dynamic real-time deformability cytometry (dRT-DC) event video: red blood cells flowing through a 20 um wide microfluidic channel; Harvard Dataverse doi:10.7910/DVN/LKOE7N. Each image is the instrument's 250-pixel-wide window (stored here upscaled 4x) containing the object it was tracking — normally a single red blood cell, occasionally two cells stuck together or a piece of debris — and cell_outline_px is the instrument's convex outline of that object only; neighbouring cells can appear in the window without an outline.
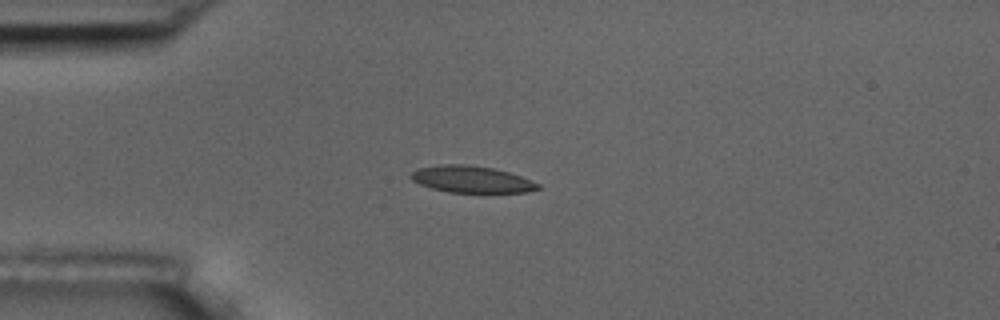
{"species": "common noctule bat (a hibernating species)", "species_latin": "Nyctalus noctula", "temperature_condition": "room temperature", "stored_images_in_passage": 11, "camera_frame_rate_fps": 3000, "um_per_image_px": 0.085, "animal": {"sex": "male", "body_mass_g": 17.5, "forearm_length_mm": 52.3}, "frame": {"image": 1, "passage_image": 4, "time_ms": 4.333, "image_size_px": [1000, 320], "cell_outline_px": [[540, 188], [528, 192], [448, 192], [432, 188], [420, 184], [412, 180], [408, 176], [416, 168], [440, 164], [464, 164], [492, 168], [508, 172], [520, 176], [540, 184]], "centroid_in_image_um": [40.03, 15.23], "position_along_channel_um": 45.0, "area_um2": 19.71}}
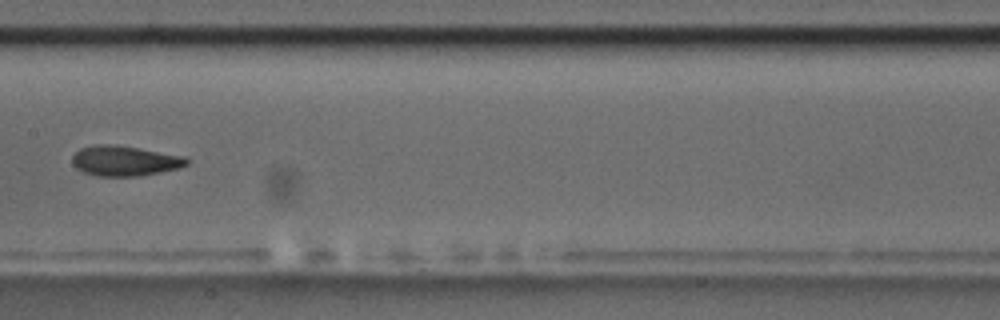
{"frame": {"image": 2, "passage_image": 8, "time_ms": 9.0, "image_size_px": [1000, 320], "cell_outline_px": [[188, 164], [180, 168], [140, 176], [96, 176], [84, 172], [76, 168], [72, 164], [72, 156], [80, 148], [92, 144], [112, 144], [184, 156], [188, 160]], "centroid_in_image_um": [10.56, 13.67], "position_along_channel_um": 196.8, "area_um2": 20.11}}
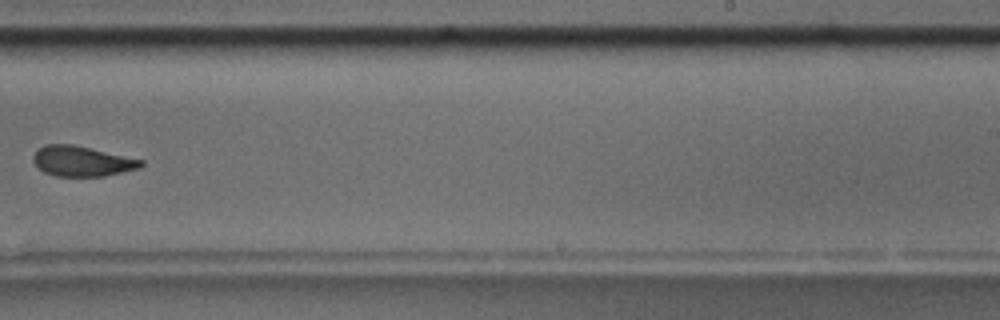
{"frame": {"image": 3, "passage_image": 10, "time_ms": 11.333, "image_size_px": [1000, 320], "cell_outline_px": [[144, 164], [140, 168], [104, 176], [56, 176], [44, 172], [32, 160], [32, 156], [44, 144], [72, 144], [144, 160]], "centroid_in_image_um": [6.97, 13.7], "position_along_channel_um": 282.0, "area_um2": 18.84}}